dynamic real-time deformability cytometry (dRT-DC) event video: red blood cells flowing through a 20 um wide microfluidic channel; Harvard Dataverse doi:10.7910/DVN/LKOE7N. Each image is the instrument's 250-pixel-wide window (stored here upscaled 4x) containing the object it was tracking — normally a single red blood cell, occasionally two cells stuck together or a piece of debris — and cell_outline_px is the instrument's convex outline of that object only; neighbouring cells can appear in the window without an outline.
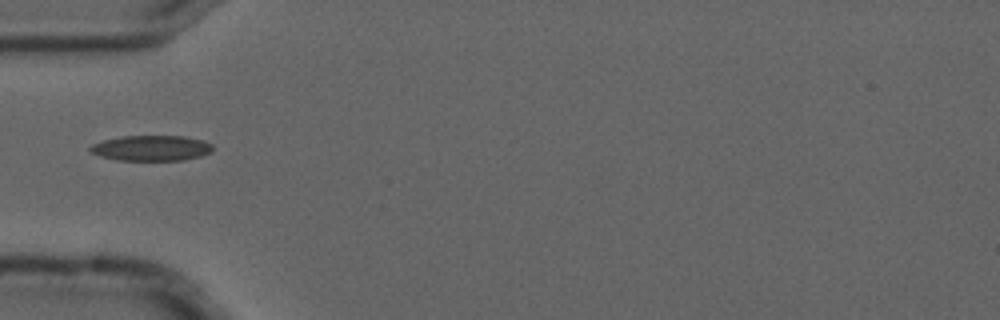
{"species": "common noctule bat (a hibernating species)", "species_latin": "Nyctalus noctula", "temperature_condition": "cold", "stored_images_in_passage": 4, "camera_frame_rate_fps": 3000, "um_per_image_px": 0.085, "animal": {"sex": "male", "forearm_length_mm": 52.5}, "frame": {"image": 1, "passage_image": 1, "time_ms": 0.0, "image_size_px": [1000, 320], "cell_outline_px": [[212, 152], [200, 156], [184, 160], [116, 160], [100, 156], [92, 152], [88, 148], [92, 144], [104, 140], [124, 136], [184, 136], [204, 140], [212, 144]], "centroid_in_image_um": [12.89, 12.59], "position_along_channel_um": 72.1, "area_um2": 18.15}}
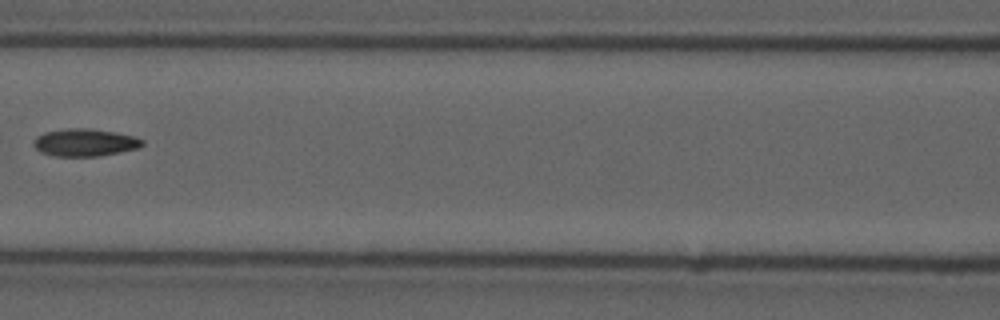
{"frame": {"image": 2, "passage_image": 3, "time_ms": 0.667, "image_size_px": [1000, 320], "cell_outline_px": [[144, 144], [140, 148], [100, 156], [56, 156], [40, 152], [32, 144], [36, 136], [44, 132], [68, 128], [92, 128], [116, 132], [132, 136], [144, 140]], "centroid_in_image_um": [7.22, 12.11], "position_along_channel_um": 159.4, "area_um2": 17.57}}
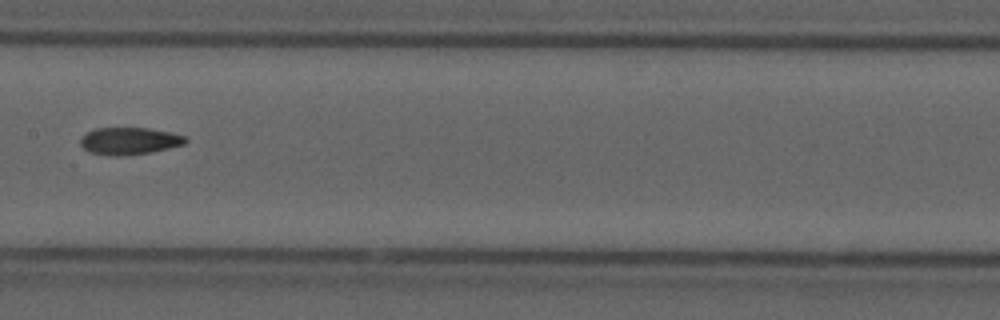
{"frame": {"image": 3, "passage_image": 4, "time_ms": 1.0, "image_size_px": [1000, 320], "cell_outline_px": [[188, 140], [184, 144], [168, 148], [148, 152], [120, 156], [112, 156], [88, 152], [80, 144], [80, 136], [96, 128], [148, 128], [168, 132], [184, 136]], "centroid_in_image_um": [10.94, 11.98], "position_along_channel_um": 196.5, "area_um2": 16.47}}